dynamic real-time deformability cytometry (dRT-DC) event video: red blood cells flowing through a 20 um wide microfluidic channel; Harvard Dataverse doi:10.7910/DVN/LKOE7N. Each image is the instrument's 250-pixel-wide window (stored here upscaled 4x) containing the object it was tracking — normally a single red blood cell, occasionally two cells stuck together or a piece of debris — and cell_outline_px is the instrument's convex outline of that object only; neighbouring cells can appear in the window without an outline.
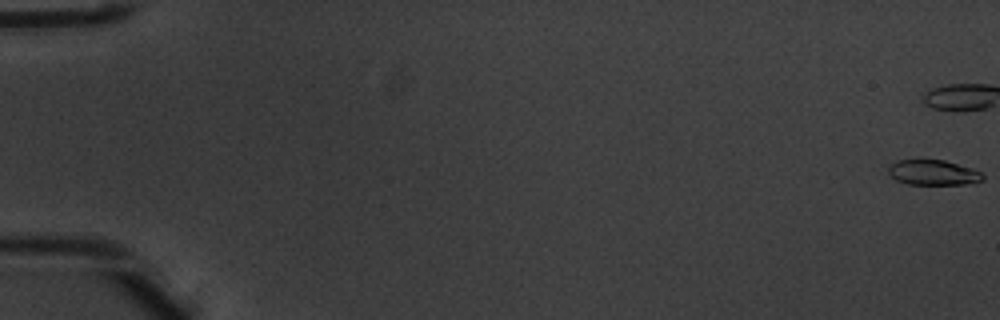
{"species": "common noctule bat (a hibernating species)", "species_latin": "Nyctalus noctula", "temperature_condition": "warm", "stored_images_in_passage": 5, "camera_frame_rate_fps": 3000, "um_per_image_px": 0.085, "animal": {"sex": "male", "body_mass_g": 20.1, "forearm_length_mm": 53.5}, "frame": {"image": 1, "passage_image": 1, "time_ms": 0.0, "image_size_px": [1000, 320], "cell_outline_px": [[984, 180], [972, 184], [908, 184], [896, 180], [888, 172], [888, 164], [900, 160], [920, 156], [944, 160], [972, 168], [980, 172], [984, 176]], "centroid_in_image_um": [79.29, 14.62], "position_along_channel_um": 5.7, "area_um2": 14.51}}